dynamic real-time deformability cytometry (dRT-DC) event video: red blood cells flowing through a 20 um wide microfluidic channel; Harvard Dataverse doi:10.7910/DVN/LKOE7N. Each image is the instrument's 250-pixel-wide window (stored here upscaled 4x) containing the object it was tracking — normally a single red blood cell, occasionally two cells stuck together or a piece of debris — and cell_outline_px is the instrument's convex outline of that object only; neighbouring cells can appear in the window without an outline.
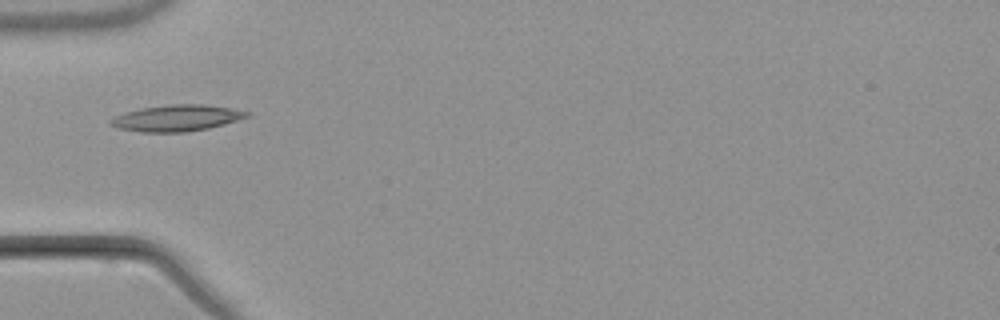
{"species": "common noctule bat (a hibernating species)", "species_latin": "Nyctalus noctula", "temperature_condition": "warm", "stored_images_in_passage": 5, "camera_frame_rate_fps": 3000, "um_per_image_px": 0.085, "animal": {"sex": "male", "body_mass_g": 21.5, "forearm_length_mm": 52.0}, "frame": {"image": 1, "passage_image": 5, "time_ms": 5.667, "image_size_px": [1000, 320], "cell_outline_px": [[252, 112], [248, 116], [224, 124], [208, 128], [184, 132], [140, 132], [116, 128], [108, 124], [108, 120], [116, 116], [140, 108], [168, 104], [204, 104], [232, 108]], "centroid_in_image_um": [15.0, 10.03], "position_along_channel_um": 70.0, "area_um2": 20.92}}